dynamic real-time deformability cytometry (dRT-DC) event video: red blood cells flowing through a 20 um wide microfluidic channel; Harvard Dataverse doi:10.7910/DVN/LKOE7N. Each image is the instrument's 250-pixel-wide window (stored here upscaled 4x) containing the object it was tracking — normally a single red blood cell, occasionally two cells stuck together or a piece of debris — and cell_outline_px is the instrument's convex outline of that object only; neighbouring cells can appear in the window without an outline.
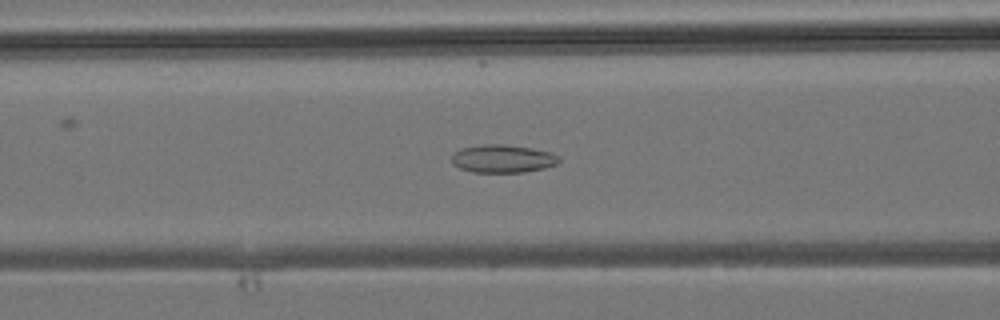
{"species": "common noctule bat (a hibernating species)", "species_latin": "Nyctalus noctula", "temperature_condition": "room temperature", "stored_images_in_passage": 42, "camera_frame_rate_fps": 3000, "um_per_image_px": 0.085, "animal": {"sex": "male", "body_mass_g": 19.2, "forearm_length_mm": 51.8}, "frame": {"image": 1, "passage_image": 16, "time_ms": 5.0, "image_size_px": [1000, 320], "cell_outline_px": [[560, 160], [556, 164], [544, 168], [524, 172], [472, 172], [460, 168], [452, 164], [452, 152], [460, 148], [484, 144], [504, 144], [532, 148], [552, 152], [560, 156]], "centroid_in_image_um": [42.72, 13.48], "position_along_channel_um": 123.9, "area_um2": 17.69}}
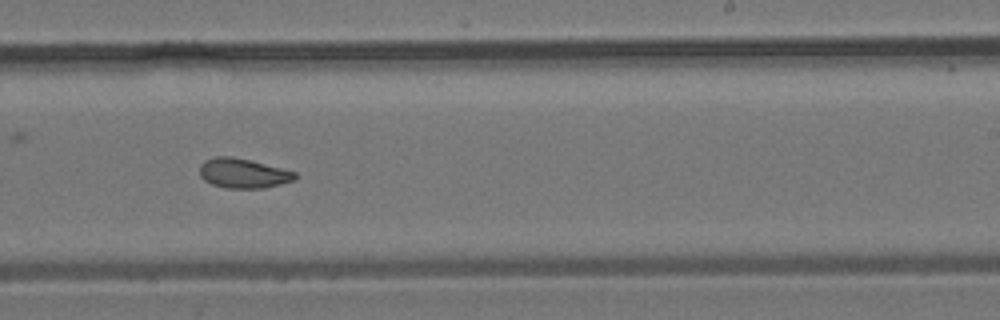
{"frame": {"image": 2, "passage_image": 25, "time_ms": 8.0, "image_size_px": [1000, 320], "cell_outline_px": [[296, 180], [264, 188], [224, 188], [212, 184], [204, 180], [200, 176], [200, 164], [204, 160], [216, 156], [232, 156], [252, 160], [296, 172]], "centroid_in_image_um": [20.66, 14.72], "position_along_channel_um": 268.3, "area_um2": 16.65}}
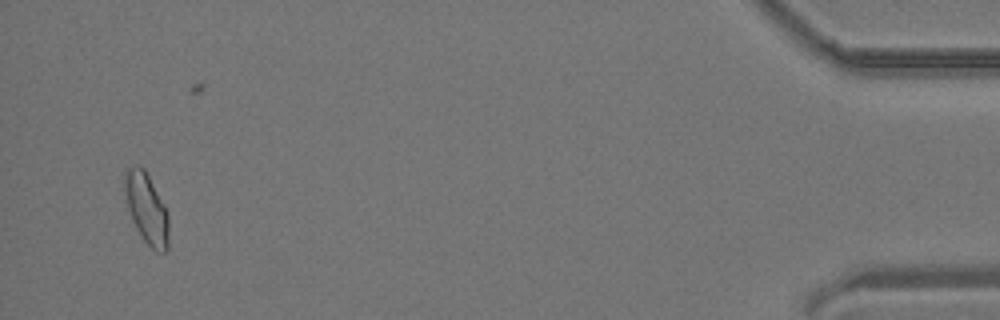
{"frame": {"image": 3, "passage_image": 40, "time_ms": 13.0, "image_size_px": [1000, 320], "cell_outline_px": [[168, 248], [164, 252], [156, 252], [144, 240], [136, 228], [132, 220], [128, 208], [124, 188], [124, 168], [136, 164], [144, 168], [164, 204], [168, 212]], "centroid_in_image_um": [12.44, 17.68], "position_along_channel_um": 422.8, "area_um2": 18.15}}